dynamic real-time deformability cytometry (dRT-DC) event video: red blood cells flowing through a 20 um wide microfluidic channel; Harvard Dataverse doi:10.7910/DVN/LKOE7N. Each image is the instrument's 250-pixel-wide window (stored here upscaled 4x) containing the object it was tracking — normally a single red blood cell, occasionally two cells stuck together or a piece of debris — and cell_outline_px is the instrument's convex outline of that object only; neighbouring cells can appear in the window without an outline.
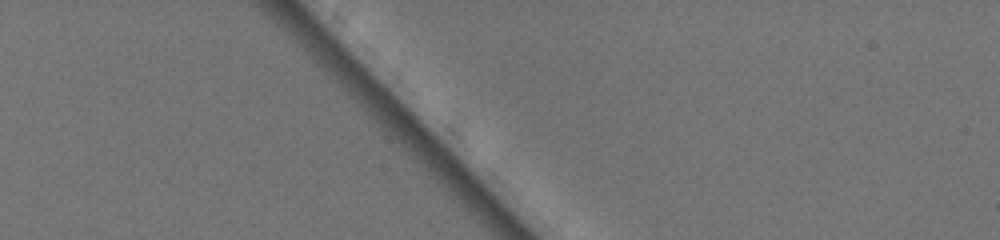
{"species": "common noctule bat (a hibernating species)", "species_latin": "Nyctalus noctula", "temperature_condition": "warm", "stored_images_in_passage": 3, "camera_frame_rate_fps": 3000, "um_per_image_px": 0.085, "animal": {"sex": "female", "body_mass_g": 19.5, "forearm_length_mm": 54.1}, "frame": {"image": 1, "passage_image": 2, "time_ms": 0.333, "image_size_px": [1000, 240], "cell_outline_px": [[508, 88], [504, 108], [500, 116], [488, 124], [484, 124], [480, 120], [472, 108], [468, 100], [468, 92], [472, 76], [476, 72]], "centroid_in_image_um": [41.37, 8.33], "position_along_channel_um": 43.6, "area_um2": 10.12}}